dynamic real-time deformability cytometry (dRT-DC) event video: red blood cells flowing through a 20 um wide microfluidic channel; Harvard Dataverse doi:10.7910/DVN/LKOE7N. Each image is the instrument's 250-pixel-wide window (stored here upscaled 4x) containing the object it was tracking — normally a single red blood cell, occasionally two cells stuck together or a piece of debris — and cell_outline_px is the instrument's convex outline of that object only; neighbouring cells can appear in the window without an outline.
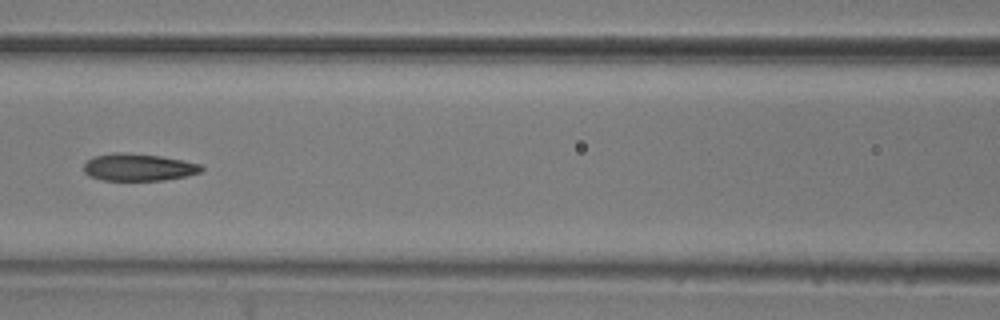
{"species": "common noctule bat (a hibernating species)", "species_latin": "Nyctalus noctula", "temperature_condition": "room temperature", "stored_images_in_passage": 7, "camera_frame_rate_fps": 3000, "um_per_image_px": 0.085, "animal": {"sex": "male", "body_mass_g": 20.5, "forearm_length_mm": 52.5}, "frame": {"image": 1, "passage_image": 7, "time_ms": 2.0, "image_size_px": [1000, 320], "cell_outline_px": [[204, 168], [200, 172], [188, 176], [164, 180], [104, 180], [88, 176], [84, 172], [84, 164], [88, 160], [96, 156], [112, 152], [120, 152], [160, 156], [200, 164]], "centroid_in_image_um": [11.76, 14.22], "position_along_channel_um": 154.8, "area_um2": 18.55}}